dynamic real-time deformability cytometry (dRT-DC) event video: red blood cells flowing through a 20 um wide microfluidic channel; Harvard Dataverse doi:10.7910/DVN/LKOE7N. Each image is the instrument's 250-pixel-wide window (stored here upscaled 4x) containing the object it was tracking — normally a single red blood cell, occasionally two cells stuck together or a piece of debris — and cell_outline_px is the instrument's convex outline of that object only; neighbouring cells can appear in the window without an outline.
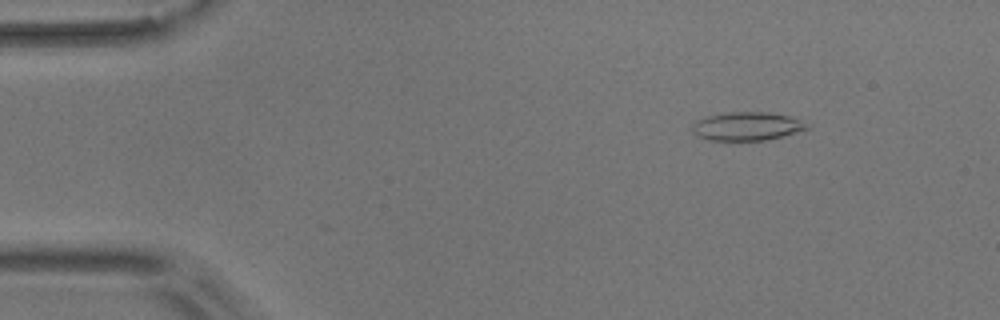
{"species": "common noctule bat (a hibernating species)", "species_latin": "Nyctalus noctula", "temperature_condition": "room temperature", "stored_images_in_passage": 5, "camera_frame_rate_fps": 3000, "um_per_image_px": 0.085, "animal": {"sex": "male", "body_mass_g": 17.9}, "frame": {"image": 1, "passage_image": 2, "time_ms": 2.0, "image_size_px": [1000, 320], "cell_outline_px": [[812, 128], [784, 136], [764, 140], [708, 140], [692, 132], [692, 124], [696, 120], [708, 116], [728, 112], [768, 112], [788, 116], [800, 120]], "centroid_in_image_um": [63.5, 10.73], "position_along_channel_um": 21.5, "area_um2": 18.96}}